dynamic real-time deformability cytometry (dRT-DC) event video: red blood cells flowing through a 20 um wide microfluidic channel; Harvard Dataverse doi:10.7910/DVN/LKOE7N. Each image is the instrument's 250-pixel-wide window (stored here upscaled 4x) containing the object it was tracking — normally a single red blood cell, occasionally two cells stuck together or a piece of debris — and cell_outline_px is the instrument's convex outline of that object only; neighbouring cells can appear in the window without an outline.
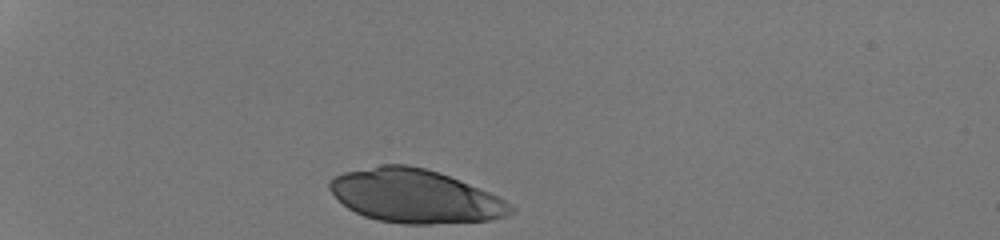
{"species": "human", "species_latin": "Homo sapiens", "temperature_condition": "room temperature", "stored_images_in_passage": 30, "camera_frame_rate_fps": 3000, "um_per_image_px": 0.085, "donor": {"sex": "male"}, "frame": {"image": 1, "passage_image": 1, "time_ms": 0.0, "image_size_px": [1000, 240], "cell_outline_px": [[516, 208], [512, 212], [504, 216], [492, 220], [428, 224], [404, 224], [376, 220], [364, 216], [348, 208], [328, 188], [328, 184], [332, 176], [344, 172], [380, 164], [408, 164], [424, 168], [460, 180], [488, 192], [512, 204]], "centroid_in_image_um": [35.26, 16.67], "position_along_channel_um": 49.7, "area_um2": 56.24}}